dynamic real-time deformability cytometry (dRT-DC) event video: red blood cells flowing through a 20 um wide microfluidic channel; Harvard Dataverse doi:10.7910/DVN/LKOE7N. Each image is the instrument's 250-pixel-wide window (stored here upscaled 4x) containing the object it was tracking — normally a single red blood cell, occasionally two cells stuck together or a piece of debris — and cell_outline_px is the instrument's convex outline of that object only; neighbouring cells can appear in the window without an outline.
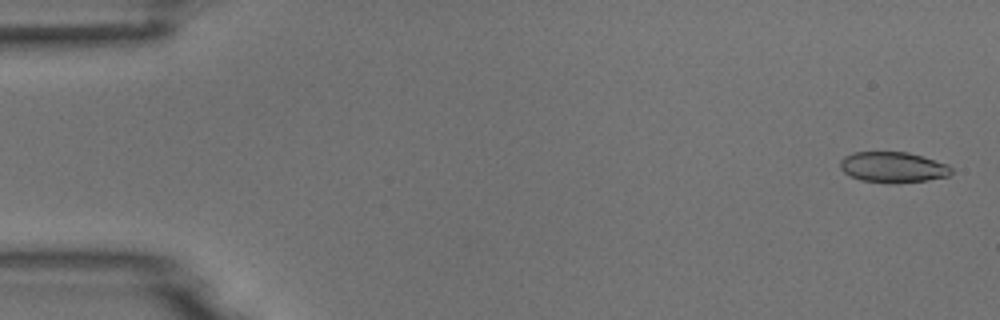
{"species": "common noctule bat (a hibernating species)", "species_latin": "Nyctalus noctula", "temperature_condition": "room temperature", "stored_images_in_passage": 5, "camera_frame_rate_fps": 3000, "um_per_image_px": 0.085, "animal": {"sex": "male", "body_mass_g": 18.8}, "frame": {"image": 1, "passage_image": 1, "time_ms": 0.0, "image_size_px": [1000, 320], "cell_outline_px": [[952, 172], [948, 176], [928, 180], [896, 184], [860, 180], [844, 172], [840, 168], [840, 160], [844, 156], [852, 152], [908, 152], [948, 164], [952, 168]], "centroid_in_image_um": [75.9, 14.22], "position_along_channel_um": 9.1, "area_um2": 20.0}}
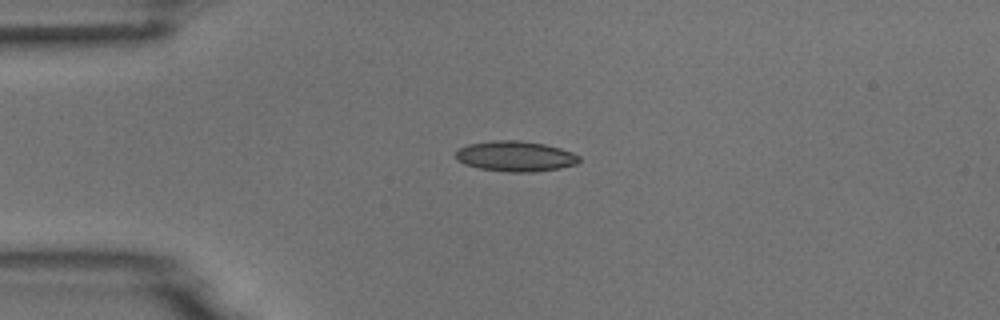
{"frame": {"image": 2, "passage_image": 4, "time_ms": 3.667, "image_size_px": [1000, 320], "cell_outline_px": [[580, 160], [576, 164], [560, 168], [532, 172], [508, 172], [480, 168], [464, 164], [456, 160], [456, 152], [460, 148], [468, 144], [492, 140], [520, 140], [544, 144], [560, 148], [572, 152], [580, 156]], "centroid_in_image_um": [43.81, 13.28], "position_along_channel_um": 41.2, "area_um2": 21.91}}